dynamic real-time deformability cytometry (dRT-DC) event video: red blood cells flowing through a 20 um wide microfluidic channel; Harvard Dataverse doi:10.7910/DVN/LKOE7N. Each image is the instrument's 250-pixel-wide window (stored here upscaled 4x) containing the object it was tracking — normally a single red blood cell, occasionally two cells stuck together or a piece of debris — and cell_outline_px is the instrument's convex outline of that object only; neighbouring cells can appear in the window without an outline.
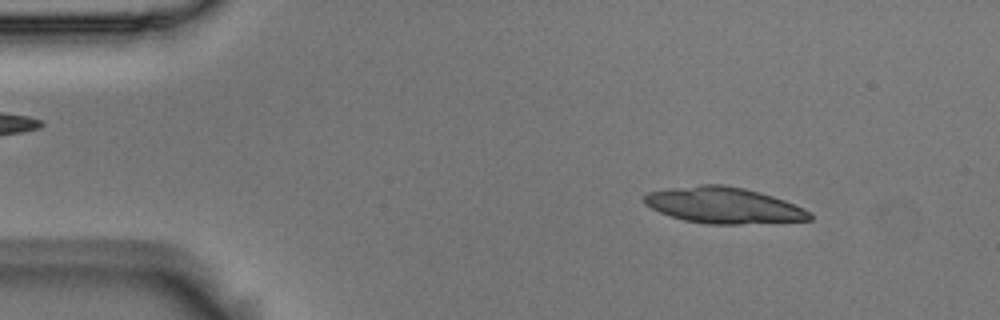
{"species": "Egyptian fruit bat (a non-hibernating species)", "species_latin": "Rousettus aegyptiacus", "temperature_condition": "room temperature", "stored_images_in_passage": 21, "camera_frame_rate_fps": 3000, "um_per_image_px": 0.085, "animal": {"sex": "male"}, "frame": {"image": 1, "passage_image": 6, "time_ms": 1.667, "image_size_px": [1000, 320], "cell_outline_px": [[812, 220], [740, 224], [708, 224], [684, 220], [660, 212], [644, 204], [644, 196], [648, 192], [668, 188], [700, 184], [724, 184], [744, 188], [760, 192], [784, 200], [804, 208], [812, 212]], "centroid_in_image_um": [61.52, 17.44], "position_along_channel_um": 23.5, "area_um2": 34.85}}